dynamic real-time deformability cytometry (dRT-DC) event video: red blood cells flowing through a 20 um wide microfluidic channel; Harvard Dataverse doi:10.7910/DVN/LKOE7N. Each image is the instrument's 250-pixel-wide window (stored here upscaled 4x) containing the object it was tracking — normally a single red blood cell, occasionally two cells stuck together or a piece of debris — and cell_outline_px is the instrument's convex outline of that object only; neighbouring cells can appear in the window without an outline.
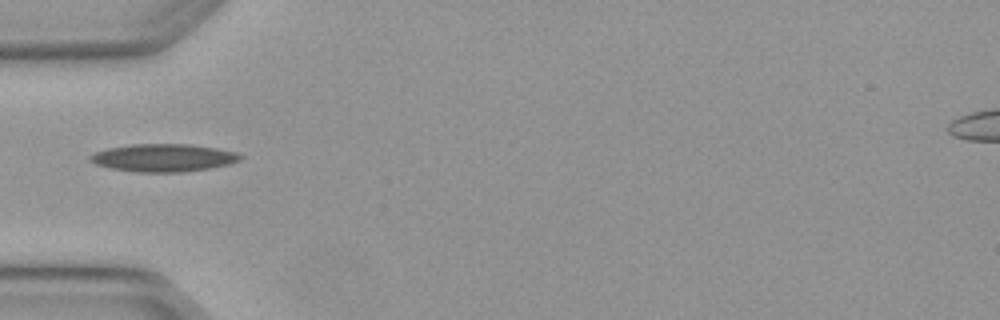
{"species": "Egyptian fruit bat (a non-hibernating species)", "species_latin": "Rousettus aegyptiacus", "temperature_condition": "warm", "stored_images_in_passage": 2, "camera_frame_rate_fps": 3000, "um_per_image_px": 0.085, "animal": {"sex": "female"}, "frame": {"image": 1, "passage_image": 2, "time_ms": 0.333, "image_size_px": [1000, 320], "cell_outline_px": [[244, 156], [240, 160], [228, 164], [208, 168], [180, 172], [136, 172], [112, 168], [96, 164], [88, 160], [88, 156], [96, 152], [108, 148], [132, 144], [192, 144], [216, 148], [236, 152]], "centroid_in_image_um": [13.89, 13.4], "position_along_channel_um": 71.1, "area_um2": 24.16}}